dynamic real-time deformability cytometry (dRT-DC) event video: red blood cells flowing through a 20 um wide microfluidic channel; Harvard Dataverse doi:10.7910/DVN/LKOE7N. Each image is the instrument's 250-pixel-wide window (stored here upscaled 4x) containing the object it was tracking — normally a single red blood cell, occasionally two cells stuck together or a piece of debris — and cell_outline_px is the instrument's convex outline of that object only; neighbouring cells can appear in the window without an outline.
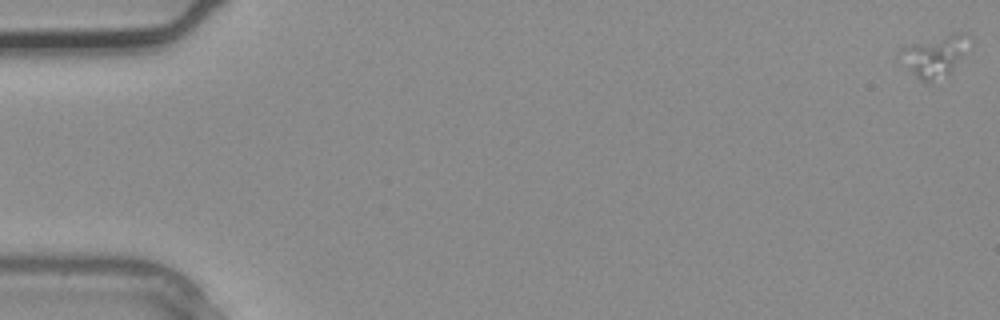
{"species": "common noctule bat (a hibernating species)", "species_latin": "Nyctalus noctula", "temperature_condition": "warm", "stored_images_in_passage": 4, "camera_frame_rate_fps": 3000, "um_per_image_px": 0.085, "animal": {"sex": "male", "body_mass_g": 20.4}, "frame": {"image": 1, "passage_image": 1, "time_ms": 0.0, "image_size_px": [1000, 320], "cell_outline_px": [[972, 44], [952, 68], [948, 72], [928, 80], [920, 80], [908, 68], [896, 52], [900, 48], [912, 44], [952, 32], [960, 32]], "centroid_in_image_um": [79.43, 4.67], "position_along_channel_um": 5.6, "area_um2": 15.78}}